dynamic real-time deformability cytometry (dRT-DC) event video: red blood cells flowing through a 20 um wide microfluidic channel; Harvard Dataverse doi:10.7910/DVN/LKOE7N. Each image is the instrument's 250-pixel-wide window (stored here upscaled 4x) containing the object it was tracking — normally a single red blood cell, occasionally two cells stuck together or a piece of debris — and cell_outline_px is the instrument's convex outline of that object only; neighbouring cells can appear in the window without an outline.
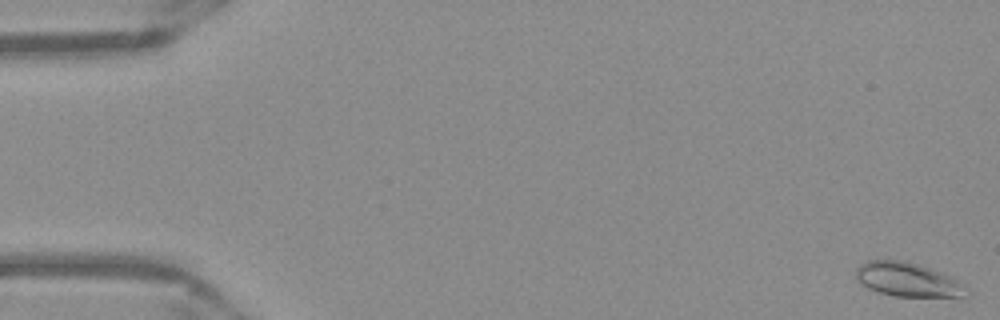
{"species": "Egyptian fruit bat (a non-hibernating species)", "species_latin": "Rousettus aegyptiacus", "temperature_condition": "warm", "stored_images_in_passage": 53, "camera_frame_rate_fps": 3000, "um_per_image_px": 0.085, "frame": {"image": 1, "passage_image": 1, "time_ms": 0.0, "image_size_px": [1000, 320], "cell_outline_px": [[968, 296], [892, 296], [876, 292], [860, 284], [856, 280], [856, 268], [860, 264], [868, 260], [900, 260], [916, 264], [952, 276], [964, 284]], "centroid_in_image_um": [77.1, 23.77], "position_along_channel_um": 7.9, "area_um2": 21.85}}
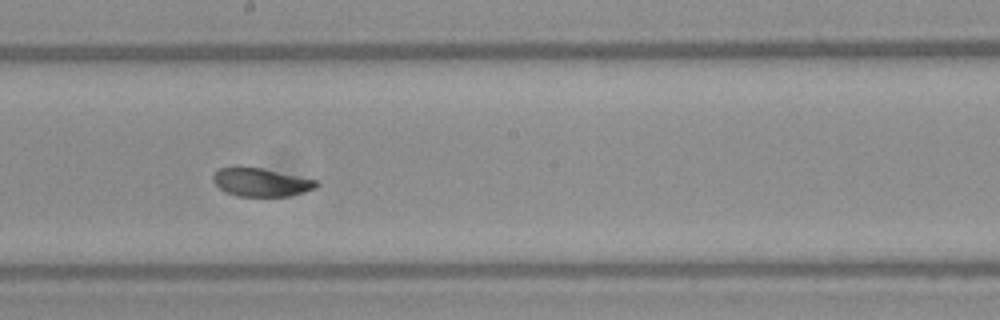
{"frame": {"image": 2, "passage_image": 29, "time_ms": 9.333, "image_size_px": [1000, 320], "cell_outline_px": [[320, 184], [316, 188], [288, 196], [236, 196], [220, 188], [212, 180], [212, 176], [220, 168], [236, 164], [260, 168], [320, 180]], "centroid_in_image_um": [22.19, 15.46], "position_along_channel_um": 226.0, "area_um2": 17.34}}
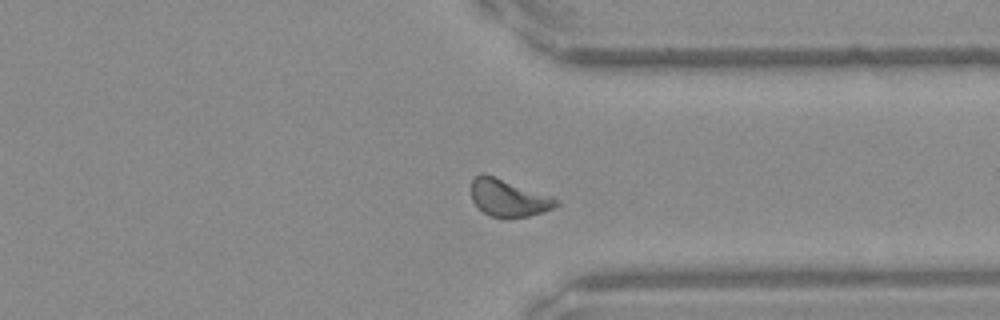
{"frame": {"image": 3, "passage_image": 40, "time_ms": 13.0, "image_size_px": [1000, 320], "cell_outline_px": [[560, 204], [552, 208], [528, 216], [492, 216], [476, 208], [472, 200], [472, 180], [480, 172], [484, 172], [556, 196], [560, 200]], "centroid_in_image_um": [43.25, 16.77], "position_along_channel_um": 368.1, "area_um2": 18.67}, "authors_computed_cell_mechanics": {"area_um2": 18.6116, "velocity_mm_per_s": 3.8999, "shape_relaxation_time_tau1_ms": 1.7852, "shape_relaxation_time_tau2_ms": null, "deformation_change_tau1": 0.1136, "deformation_change_tau2": null}}